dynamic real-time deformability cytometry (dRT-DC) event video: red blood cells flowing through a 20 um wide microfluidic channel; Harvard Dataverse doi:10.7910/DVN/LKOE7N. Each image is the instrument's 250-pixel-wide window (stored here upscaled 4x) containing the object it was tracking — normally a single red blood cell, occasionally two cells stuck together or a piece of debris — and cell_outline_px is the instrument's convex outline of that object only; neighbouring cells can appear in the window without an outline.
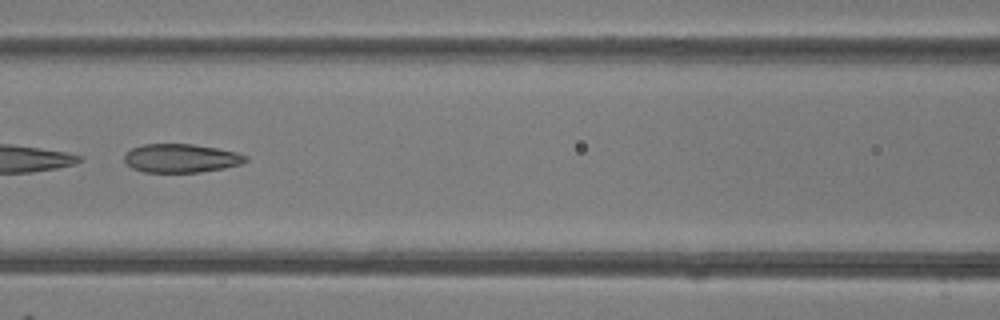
{"species": "common noctule bat (a hibernating species)", "species_latin": "Nyctalus noctula", "temperature_condition": "room temperature", "stored_images_in_passage": 47, "camera_frame_rate_fps": 3000, "um_per_image_px": 0.085, "animal": {"sex": "female"}, "frame": {"image": 1, "passage_image": 21, "time_ms": 6.667, "image_size_px": [1000, 320], "cell_outline_px": [[248, 160], [240, 164], [224, 168], [200, 172], [144, 172], [132, 168], [124, 160], [124, 156], [132, 148], [144, 144], [192, 144], [216, 148], [236, 152], [248, 156]], "centroid_in_image_um": [15.4, 13.45], "position_along_channel_um": 151.2, "area_um2": 20.11}}